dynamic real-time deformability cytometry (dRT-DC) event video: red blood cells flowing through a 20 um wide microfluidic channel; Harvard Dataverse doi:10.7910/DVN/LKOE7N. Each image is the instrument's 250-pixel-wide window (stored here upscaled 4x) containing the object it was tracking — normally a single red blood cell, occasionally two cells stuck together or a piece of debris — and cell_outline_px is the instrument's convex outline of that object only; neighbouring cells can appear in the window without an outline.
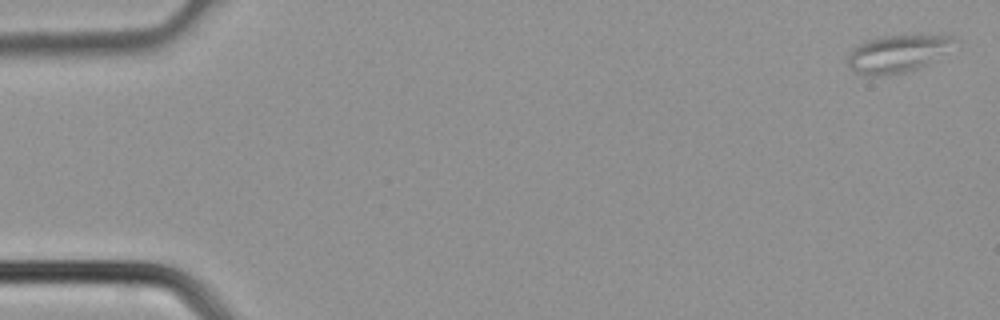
{"species": "common noctule bat (a hibernating species)", "species_latin": "Nyctalus noctula", "temperature_condition": "cold", "stored_images_in_passage": 4, "camera_frame_rate_fps": 3000, "um_per_image_px": 0.085, "animal": {"sex": "male", "body_mass_g": 21.5, "forearm_length_mm": 52.0}, "frame": {"image": 1, "passage_image": 1, "time_ms": 0.0, "image_size_px": [1000, 320], "cell_outline_px": [[960, 40], [920, 68], [904, 72], [876, 76], [864, 76], [856, 72], [848, 64], [848, 56], [860, 44], [868, 40], [880, 36], [952, 36]], "centroid_in_image_um": [76.26, 4.57], "position_along_channel_um": 8.7, "area_um2": 22.48}}
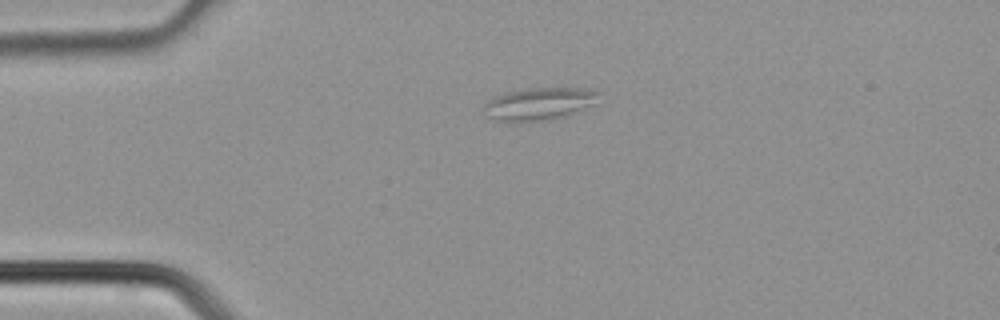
{"frame": {"image": 2, "passage_image": 3, "time_ms": 0.667, "image_size_px": [1000, 320], "cell_outline_px": [[600, 92], [596, 104], [568, 116], [548, 120], [520, 124], [508, 124], [492, 120], [484, 116], [484, 104], [492, 96], [504, 92], [524, 88], [592, 88]], "centroid_in_image_um": [45.77, 8.86], "position_along_channel_um": 39.2, "area_um2": 23.12}}
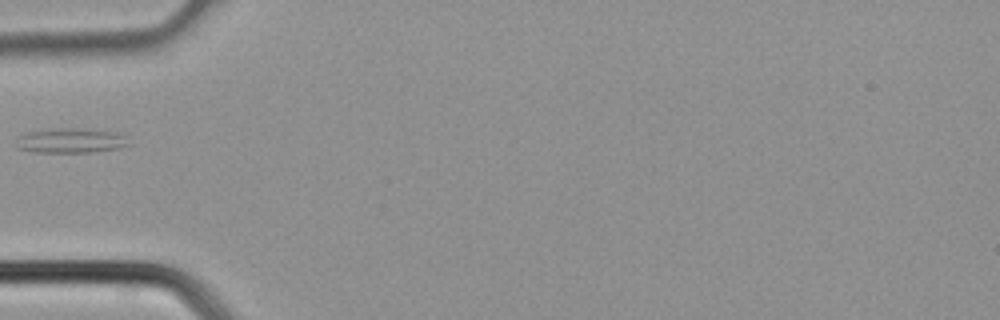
{"frame": {"image": 3, "passage_image": 4, "time_ms": 1.0, "image_size_px": [1000, 320], "cell_outline_px": [[132, 144], [120, 148], [92, 152], [32, 152], [16, 148], [12, 144], [16, 136], [24, 132], [48, 128], [96, 128], [120, 132]], "centroid_in_image_um": [5.96, 11.93], "position_along_channel_um": 79.0, "area_um2": 17.22}}